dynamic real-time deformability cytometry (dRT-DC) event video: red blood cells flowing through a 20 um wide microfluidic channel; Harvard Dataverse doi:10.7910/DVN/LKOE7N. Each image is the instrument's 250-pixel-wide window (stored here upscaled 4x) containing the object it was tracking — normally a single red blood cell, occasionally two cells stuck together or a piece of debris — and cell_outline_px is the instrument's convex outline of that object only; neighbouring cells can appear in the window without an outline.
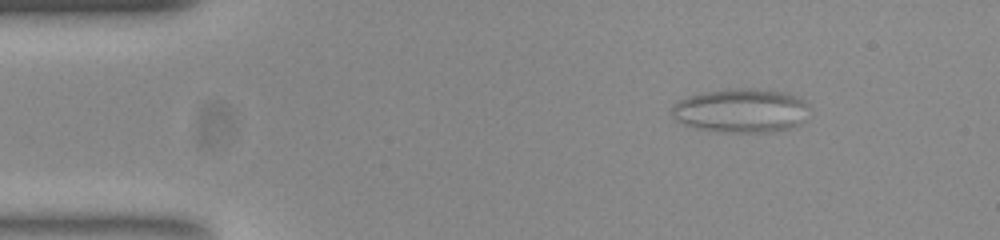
{"species": "common noctule bat (a hibernating species)", "species_latin": "Nyctalus noctula", "temperature_condition": "room temperature", "stored_images_in_passage": 57, "camera_frame_rate_fps": 3000, "um_per_image_px": 0.085, "animal": {"sex": "female", "body_mass_g": 23.0, "forearm_length_mm": 53.4}, "frame": {"image": 1, "passage_image": 8, "time_ms": 2.333, "image_size_px": [1000, 240], "cell_outline_px": [[804, 104], [796, 124], [788, 128], [768, 132], [736, 132], [696, 128], [684, 124], [672, 116], [672, 108], [680, 100], [692, 96], [712, 92], [776, 92], [800, 100]], "centroid_in_image_um": [62.82, 9.48], "position_along_channel_um": 22.2, "area_um2": 31.85}}
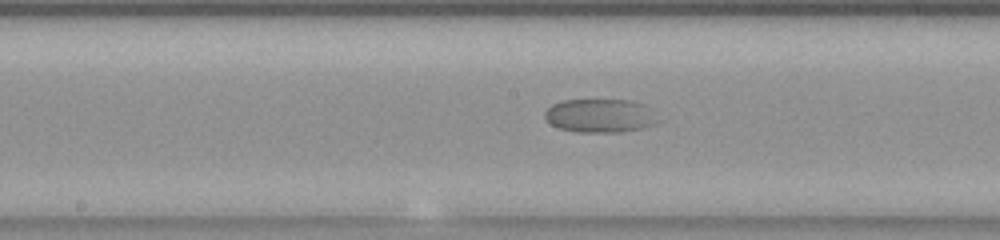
{"frame": {"image": 2, "passage_image": 29, "time_ms": 9.333, "image_size_px": [1000, 240], "cell_outline_px": [[656, 120], [652, 124], [640, 128], [620, 132], [580, 132], [560, 128], [552, 124], [544, 116], [544, 112], [552, 104], [564, 100], [632, 100], [640, 104]], "centroid_in_image_um": [50.88, 9.83], "position_along_channel_um": 197.3, "area_um2": 21.33}}
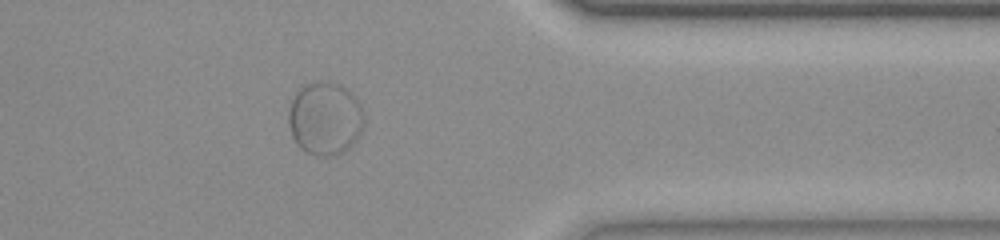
{"frame": {"image": 3, "passage_image": 46, "time_ms": 15.0, "image_size_px": [1000, 240], "cell_outline_px": [[364, 124], [356, 140], [348, 148], [332, 156], [320, 156], [308, 152], [300, 148], [296, 144], [292, 136], [288, 124], [288, 112], [292, 100], [296, 92], [304, 84], [316, 80], [328, 80], [340, 84], [352, 92], [360, 104], [364, 116]], "centroid_in_image_um": [27.62, 10.03], "position_along_channel_um": 383.8, "area_um2": 32.54}}